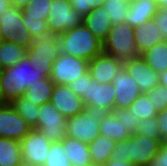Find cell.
Segmentation results:
<instances>
[{
  "label": "cell",
  "instance_id": "obj_1",
  "mask_svg": "<svg viewBox=\"0 0 167 166\" xmlns=\"http://www.w3.org/2000/svg\"><path fill=\"white\" fill-rule=\"evenodd\" d=\"M52 68L33 67L27 56L11 67L1 69L0 94L2 103H11L39 80L50 77Z\"/></svg>",
  "mask_w": 167,
  "mask_h": 166
},
{
  "label": "cell",
  "instance_id": "obj_2",
  "mask_svg": "<svg viewBox=\"0 0 167 166\" xmlns=\"http://www.w3.org/2000/svg\"><path fill=\"white\" fill-rule=\"evenodd\" d=\"M60 53L91 61L103 51V44L83 23L58 36Z\"/></svg>",
  "mask_w": 167,
  "mask_h": 166
},
{
  "label": "cell",
  "instance_id": "obj_3",
  "mask_svg": "<svg viewBox=\"0 0 167 166\" xmlns=\"http://www.w3.org/2000/svg\"><path fill=\"white\" fill-rule=\"evenodd\" d=\"M108 112L97 106H85V110L67 119L66 136L90 144L99 135L100 120Z\"/></svg>",
  "mask_w": 167,
  "mask_h": 166
},
{
  "label": "cell",
  "instance_id": "obj_4",
  "mask_svg": "<svg viewBox=\"0 0 167 166\" xmlns=\"http://www.w3.org/2000/svg\"><path fill=\"white\" fill-rule=\"evenodd\" d=\"M103 44V52L123 62L141 56L136 48L134 28L126 22L112 25Z\"/></svg>",
  "mask_w": 167,
  "mask_h": 166
},
{
  "label": "cell",
  "instance_id": "obj_5",
  "mask_svg": "<svg viewBox=\"0 0 167 166\" xmlns=\"http://www.w3.org/2000/svg\"><path fill=\"white\" fill-rule=\"evenodd\" d=\"M0 32L3 40L17 43L27 50L34 41L23 22L22 9L13 5L0 14Z\"/></svg>",
  "mask_w": 167,
  "mask_h": 166
},
{
  "label": "cell",
  "instance_id": "obj_6",
  "mask_svg": "<svg viewBox=\"0 0 167 166\" xmlns=\"http://www.w3.org/2000/svg\"><path fill=\"white\" fill-rule=\"evenodd\" d=\"M83 17L72 9L69 0H52L47 16V28L51 35L59 36L69 29L83 24Z\"/></svg>",
  "mask_w": 167,
  "mask_h": 166
},
{
  "label": "cell",
  "instance_id": "obj_7",
  "mask_svg": "<svg viewBox=\"0 0 167 166\" xmlns=\"http://www.w3.org/2000/svg\"><path fill=\"white\" fill-rule=\"evenodd\" d=\"M37 125L33 128L40 131L51 142H61L66 137L67 118L51 102L39 108Z\"/></svg>",
  "mask_w": 167,
  "mask_h": 166
},
{
  "label": "cell",
  "instance_id": "obj_8",
  "mask_svg": "<svg viewBox=\"0 0 167 166\" xmlns=\"http://www.w3.org/2000/svg\"><path fill=\"white\" fill-rule=\"evenodd\" d=\"M89 62L65 53H60L54 61L50 79L55 84L68 85L88 72Z\"/></svg>",
  "mask_w": 167,
  "mask_h": 166
},
{
  "label": "cell",
  "instance_id": "obj_9",
  "mask_svg": "<svg viewBox=\"0 0 167 166\" xmlns=\"http://www.w3.org/2000/svg\"><path fill=\"white\" fill-rule=\"evenodd\" d=\"M20 143L23 162L34 166H44L52 143L45 135L32 129Z\"/></svg>",
  "mask_w": 167,
  "mask_h": 166
},
{
  "label": "cell",
  "instance_id": "obj_10",
  "mask_svg": "<svg viewBox=\"0 0 167 166\" xmlns=\"http://www.w3.org/2000/svg\"><path fill=\"white\" fill-rule=\"evenodd\" d=\"M59 54L58 36L55 35L34 40L26 52V56L31 61L32 66L38 68H42V66L52 68Z\"/></svg>",
  "mask_w": 167,
  "mask_h": 166
},
{
  "label": "cell",
  "instance_id": "obj_11",
  "mask_svg": "<svg viewBox=\"0 0 167 166\" xmlns=\"http://www.w3.org/2000/svg\"><path fill=\"white\" fill-rule=\"evenodd\" d=\"M31 130L10 103L0 104V137L21 141Z\"/></svg>",
  "mask_w": 167,
  "mask_h": 166
},
{
  "label": "cell",
  "instance_id": "obj_12",
  "mask_svg": "<svg viewBox=\"0 0 167 166\" xmlns=\"http://www.w3.org/2000/svg\"><path fill=\"white\" fill-rule=\"evenodd\" d=\"M162 142L142 135L132 134L128 138V157L136 166H148L157 155Z\"/></svg>",
  "mask_w": 167,
  "mask_h": 166
},
{
  "label": "cell",
  "instance_id": "obj_13",
  "mask_svg": "<svg viewBox=\"0 0 167 166\" xmlns=\"http://www.w3.org/2000/svg\"><path fill=\"white\" fill-rule=\"evenodd\" d=\"M115 97V88L112 83H98L90 76L87 94L81 98L85 106L101 107L109 113L115 108Z\"/></svg>",
  "mask_w": 167,
  "mask_h": 166
},
{
  "label": "cell",
  "instance_id": "obj_14",
  "mask_svg": "<svg viewBox=\"0 0 167 166\" xmlns=\"http://www.w3.org/2000/svg\"><path fill=\"white\" fill-rule=\"evenodd\" d=\"M50 102L67 119L85 110L82 98L67 85L55 84Z\"/></svg>",
  "mask_w": 167,
  "mask_h": 166
},
{
  "label": "cell",
  "instance_id": "obj_15",
  "mask_svg": "<svg viewBox=\"0 0 167 166\" xmlns=\"http://www.w3.org/2000/svg\"><path fill=\"white\" fill-rule=\"evenodd\" d=\"M123 67L137 82L142 93H147L159 84V74L146 63L142 56L124 61Z\"/></svg>",
  "mask_w": 167,
  "mask_h": 166
},
{
  "label": "cell",
  "instance_id": "obj_16",
  "mask_svg": "<svg viewBox=\"0 0 167 166\" xmlns=\"http://www.w3.org/2000/svg\"><path fill=\"white\" fill-rule=\"evenodd\" d=\"M122 68V60L102 51L89 61L88 71L90 72L91 78L98 83H112Z\"/></svg>",
  "mask_w": 167,
  "mask_h": 166
},
{
  "label": "cell",
  "instance_id": "obj_17",
  "mask_svg": "<svg viewBox=\"0 0 167 166\" xmlns=\"http://www.w3.org/2000/svg\"><path fill=\"white\" fill-rule=\"evenodd\" d=\"M112 85L115 88V108L117 109L128 108L142 94L137 82L124 67L115 76Z\"/></svg>",
  "mask_w": 167,
  "mask_h": 166
},
{
  "label": "cell",
  "instance_id": "obj_18",
  "mask_svg": "<svg viewBox=\"0 0 167 166\" xmlns=\"http://www.w3.org/2000/svg\"><path fill=\"white\" fill-rule=\"evenodd\" d=\"M158 7L154 0H130L125 22L136 28L154 18Z\"/></svg>",
  "mask_w": 167,
  "mask_h": 166
},
{
  "label": "cell",
  "instance_id": "obj_19",
  "mask_svg": "<svg viewBox=\"0 0 167 166\" xmlns=\"http://www.w3.org/2000/svg\"><path fill=\"white\" fill-rule=\"evenodd\" d=\"M134 38L137 51L140 55L154 45L164 41L162 33L158 29L154 18L134 28Z\"/></svg>",
  "mask_w": 167,
  "mask_h": 166
},
{
  "label": "cell",
  "instance_id": "obj_20",
  "mask_svg": "<svg viewBox=\"0 0 167 166\" xmlns=\"http://www.w3.org/2000/svg\"><path fill=\"white\" fill-rule=\"evenodd\" d=\"M83 23L102 43L106 40L112 22L103 6H98L88 13L83 19Z\"/></svg>",
  "mask_w": 167,
  "mask_h": 166
},
{
  "label": "cell",
  "instance_id": "obj_21",
  "mask_svg": "<svg viewBox=\"0 0 167 166\" xmlns=\"http://www.w3.org/2000/svg\"><path fill=\"white\" fill-rule=\"evenodd\" d=\"M61 142L71 164L93 165L88 144L68 136Z\"/></svg>",
  "mask_w": 167,
  "mask_h": 166
},
{
  "label": "cell",
  "instance_id": "obj_22",
  "mask_svg": "<svg viewBox=\"0 0 167 166\" xmlns=\"http://www.w3.org/2000/svg\"><path fill=\"white\" fill-rule=\"evenodd\" d=\"M116 142L106 136L98 135L88 144L93 165L102 166L111 158Z\"/></svg>",
  "mask_w": 167,
  "mask_h": 166
},
{
  "label": "cell",
  "instance_id": "obj_23",
  "mask_svg": "<svg viewBox=\"0 0 167 166\" xmlns=\"http://www.w3.org/2000/svg\"><path fill=\"white\" fill-rule=\"evenodd\" d=\"M99 135L106 136L115 142L127 140L131 136L111 112L100 120Z\"/></svg>",
  "mask_w": 167,
  "mask_h": 166
},
{
  "label": "cell",
  "instance_id": "obj_24",
  "mask_svg": "<svg viewBox=\"0 0 167 166\" xmlns=\"http://www.w3.org/2000/svg\"><path fill=\"white\" fill-rule=\"evenodd\" d=\"M22 162L20 141L0 137V166H19Z\"/></svg>",
  "mask_w": 167,
  "mask_h": 166
},
{
  "label": "cell",
  "instance_id": "obj_25",
  "mask_svg": "<svg viewBox=\"0 0 167 166\" xmlns=\"http://www.w3.org/2000/svg\"><path fill=\"white\" fill-rule=\"evenodd\" d=\"M55 83L50 77H45L39 80L34 85H31L25 92L24 96L36 105H43L51 100Z\"/></svg>",
  "mask_w": 167,
  "mask_h": 166
},
{
  "label": "cell",
  "instance_id": "obj_26",
  "mask_svg": "<svg viewBox=\"0 0 167 166\" xmlns=\"http://www.w3.org/2000/svg\"><path fill=\"white\" fill-rule=\"evenodd\" d=\"M141 56L158 74L163 73L167 70V40L154 45Z\"/></svg>",
  "mask_w": 167,
  "mask_h": 166
},
{
  "label": "cell",
  "instance_id": "obj_27",
  "mask_svg": "<svg viewBox=\"0 0 167 166\" xmlns=\"http://www.w3.org/2000/svg\"><path fill=\"white\" fill-rule=\"evenodd\" d=\"M27 49L17 43L3 40L0 44V69L8 68L26 56Z\"/></svg>",
  "mask_w": 167,
  "mask_h": 166
},
{
  "label": "cell",
  "instance_id": "obj_28",
  "mask_svg": "<svg viewBox=\"0 0 167 166\" xmlns=\"http://www.w3.org/2000/svg\"><path fill=\"white\" fill-rule=\"evenodd\" d=\"M10 105L26 120L32 129L37 125L40 108L39 105L28 100L24 95L20 98L14 99Z\"/></svg>",
  "mask_w": 167,
  "mask_h": 166
},
{
  "label": "cell",
  "instance_id": "obj_29",
  "mask_svg": "<svg viewBox=\"0 0 167 166\" xmlns=\"http://www.w3.org/2000/svg\"><path fill=\"white\" fill-rule=\"evenodd\" d=\"M109 15L112 25L125 22L130 0H105L102 5Z\"/></svg>",
  "mask_w": 167,
  "mask_h": 166
},
{
  "label": "cell",
  "instance_id": "obj_30",
  "mask_svg": "<svg viewBox=\"0 0 167 166\" xmlns=\"http://www.w3.org/2000/svg\"><path fill=\"white\" fill-rule=\"evenodd\" d=\"M52 0H31L26 7L22 9L23 18L42 20L47 19L50 12Z\"/></svg>",
  "mask_w": 167,
  "mask_h": 166
},
{
  "label": "cell",
  "instance_id": "obj_31",
  "mask_svg": "<svg viewBox=\"0 0 167 166\" xmlns=\"http://www.w3.org/2000/svg\"><path fill=\"white\" fill-rule=\"evenodd\" d=\"M128 109L133 112L134 116L141 120L156 117V107L148 99L145 93H142L134 102L128 107Z\"/></svg>",
  "mask_w": 167,
  "mask_h": 166
},
{
  "label": "cell",
  "instance_id": "obj_32",
  "mask_svg": "<svg viewBox=\"0 0 167 166\" xmlns=\"http://www.w3.org/2000/svg\"><path fill=\"white\" fill-rule=\"evenodd\" d=\"M44 166H71L62 142H52Z\"/></svg>",
  "mask_w": 167,
  "mask_h": 166
},
{
  "label": "cell",
  "instance_id": "obj_33",
  "mask_svg": "<svg viewBox=\"0 0 167 166\" xmlns=\"http://www.w3.org/2000/svg\"><path fill=\"white\" fill-rule=\"evenodd\" d=\"M137 135H142L152 139L164 142L161 136L160 128L156 117H150L139 122L135 132Z\"/></svg>",
  "mask_w": 167,
  "mask_h": 166
},
{
  "label": "cell",
  "instance_id": "obj_34",
  "mask_svg": "<svg viewBox=\"0 0 167 166\" xmlns=\"http://www.w3.org/2000/svg\"><path fill=\"white\" fill-rule=\"evenodd\" d=\"M111 113L120 121V123H122L131 135L136 132L140 119L134 116L133 112L128 108H114Z\"/></svg>",
  "mask_w": 167,
  "mask_h": 166
},
{
  "label": "cell",
  "instance_id": "obj_35",
  "mask_svg": "<svg viewBox=\"0 0 167 166\" xmlns=\"http://www.w3.org/2000/svg\"><path fill=\"white\" fill-rule=\"evenodd\" d=\"M149 100L156 107V112L160 113L167 109V87L157 84L153 89L145 93Z\"/></svg>",
  "mask_w": 167,
  "mask_h": 166
},
{
  "label": "cell",
  "instance_id": "obj_36",
  "mask_svg": "<svg viewBox=\"0 0 167 166\" xmlns=\"http://www.w3.org/2000/svg\"><path fill=\"white\" fill-rule=\"evenodd\" d=\"M23 22L28 28L34 40L45 38L51 35L47 28L46 19L34 20V19L23 18Z\"/></svg>",
  "mask_w": 167,
  "mask_h": 166
},
{
  "label": "cell",
  "instance_id": "obj_37",
  "mask_svg": "<svg viewBox=\"0 0 167 166\" xmlns=\"http://www.w3.org/2000/svg\"><path fill=\"white\" fill-rule=\"evenodd\" d=\"M90 72L81 75L79 78L75 79L73 82L69 83L67 86L79 97L87 94L88 88V78L90 77Z\"/></svg>",
  "mask_w": 167,
  "mask_h": 166
},
{
  "label": "cell",
  "instance_id": "obj_38",
  "mask_svg": "<svg viewBox=\"0 0 167 166\" xmlns=\"http://www.w3.org/2000/svg\"><path fill=\"white\" fill-rule=\"evenodd\" d=\"M111 160L131 162V157H128V139L116 142L115 148L111 154Z\"/></svg>",
  "mask_w": 167,
  "mask_h": 166
},
{
  "label": "cell",
  "instance_id": "obj_39",
  "mask_svg": "<svg viewBox=\"0 0 167 166\" xmlns=\"http://www.w3.org/2000/svg\"><path fill=\"white\" fill-rule=\"evenodd\" d=\"M154 19L158 29L162 33L164 40H167V9L158 8Z\"/></svg>",
  "mask_w": 167,
  "mask_h": 166
},
{
  "label": "cell",
  "instance_id": "obj_40",
  "mask_svg": "<svg viewBox=\"0 0 167 166\" xmlns=\"http://www.w3.org/2000/svg\"><path fill=\"white\" fill-rule=\"evenodd\" d=\"M72 9H74L83 18L91 12V0H69Z\"/></svg>",
  "mask_w": 167,
  "mask_h": 166
},
{
  "label": "cell",
  "instance_id": "obj_41",
  "mask_svg": "<svg viewBox=\"0 0 167 166\" xmlns=\"http://www.w3.org/2000/svg\"><path fill=\"white\" fill-rule=\"evenodd\" d=\"M148 166H167V141L162 142L157 155Z\"/></svg>",
  "mask_w": 167,
  "mask_h": 166
},
{
  "label": "cell",
  "instance_id": "obj_42",
  "mask_svg": "<svg viewBox=\"0 0 167 166\" xmlns=\"http://www.w3.org/2000/svg\"><path fill=\"white\" fill-rule=\"evenodd\" d=\"M161 136L164 141H167V109L156 115Z\"/></svg>",
  "mask_w": 167,
  "mask_h": 166
},
{
  "label": "cell",
  "instance_id": "obj_43",
  "mask_svg": "<svg viewBox=\"0 0 167 166\" xmlns=\"http://www.w3.org/2000/svg\"><path fill=\"white\" fill-rule=\"evenodd\" d=\"M102 166H136L131 162L126 161H114L109 159L107 163L103 164Z\"/></svg>",
  "mask_w": 167,
  "mask_h": 166
},
{
  "label": "cell",
  "instance_id": "obj_44",
  "mask_svg": "<svg viewBox=\"0 0 167 166\" xmlns=\"http://www.w3.org/2000/svg\"><path fill=\"white\" fill-rule=\"evenodd\" d=\"M11 5L16 6L20 9H23L28 5L31 0H9Z\"/></svg>",
  "mask_w": 167,
  "mask_h": 166
},
{
  "label": "cell",
  "instance_id": "obj_45",
  "mask_svg": "<svg viewBox=\"0 0 167 166\" xmlns=\"http://www.w3.org/2000/svg\"><path fill=\"white\" fill-rule=\"evenodd\" d=\"M11 6L9 0H0V14L4 13Z\"/></svg>",
  "mask_w": 167,
  "mask_h": 166
},
{
  "label": "cell",
  "instance_id": "obj_46",
  "mask_svg": "<svg viewBox=\"0 0 167 166\" xmlns=\"http://www.w3.org/2000/svg\"><path fill=\"white\" fill-rule=\"evenodd\" d=\"M159 84L167 87V70L159 74Z\"/></svg>",
  "mask_w": 167,
  "mask_h": 166
},
{
  "label": "cell",
  "instance_id": "obj_47",
  "mask_svg": "<svg viewBox=\"0 0 167 166\" xmlns=\"http://www.w3.org/2000/svg\"><path fill=\"white\" fill-rule=\"evenodd\" d=\"M105 0H91V11L98 6H102Z\"/></svg>",
  "mask_w": 167,
  "mask_h": 166
},
{
  "label": "cell",
  "instance_id": "obj_48",
  "mask_svg": "<svg viewBox=\"0 0 167 166\" xmlns=\"http://www.w3.org/2000/svg\"><path fill=\"white\" fill-rule=\"evenodd\" d=\"M159 9H167V0H154Z\"/></svg>",
  "mask_w": 167,
  "mask_h": 166
},
{
  "label": "cell",
  "instance_id": "obj_49",
  "mask_svg": "<svg viewBox=\"0 0 167 166\" xmlns=\"http://www.w3.org/2000/svg\"><path fill=\"white\" fill-rule=\"evenodd\" d=\"M19 166H34V165L22 162Z\"/></svg>",
  "mask_w": 167,
  "mask_h": 166
},
{
  "label": "cell",
  "instance_id": "obj_50",
  "mask_svg": "<svg viewBox=\"0 0 167 166\" xmlns=\"http://www.w3.org/2000/svg\"><path fill=\"white\" fill-rule=\"evenodd\" d=\"M71 166H96V165H78V164H71Z\"/></svg>",
  "mask_w": 167,
  "mask_h": 166
},
{
  "label": "cell",
  "instance_id": "obj_51",
  "mask_svg": "<svg viewBox=\"0 0 167 166\" xmlns=\"http://www.w3.org/2000/svg\"><path fill=\"white\" fill-rule=\"evenodd\" d=\"M0 83H1V69H0ZM0 104H2V102H1V94H0Z\"/></svg>",
  "mask_w": 167,
  "mask_h": 166
},
{
  "label": "cell",
  "instance_id": "obj_52",
  "mask_svg": "<svg viewBox=\"0 0 167 166\" xmlns=\"http://www.w3.org/2000/svg\"><path fill=\"white\" fill-rule=\"evenodd\" d=\"M3 42V38L1 36V32H0V44Z\"/></svg>",
  "mask_w": 167,
  "mask_h": 166
}]
</instances>
